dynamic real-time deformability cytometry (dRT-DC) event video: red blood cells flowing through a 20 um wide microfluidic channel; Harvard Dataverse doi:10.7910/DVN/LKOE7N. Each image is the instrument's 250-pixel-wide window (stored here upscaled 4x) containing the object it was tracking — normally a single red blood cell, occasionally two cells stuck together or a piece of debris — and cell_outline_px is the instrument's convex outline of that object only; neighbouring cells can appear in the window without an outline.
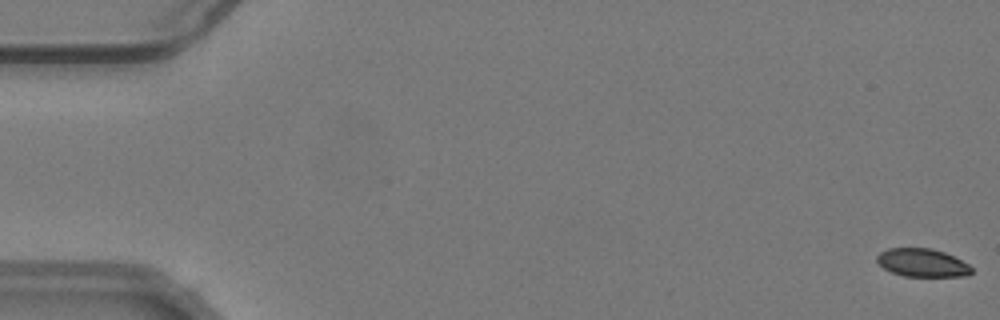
{"species": "common noctule bat (a hibernating species)", "species_latin": "Nyctalus noctula", "temperature_condition": "warm", "stored_images_in_passage": 16, "camera_frame_rate_fps": 3000, "um_per_image_px": 0.085, "animal": {"sex": "male", "body_mass_g": 19.2, "forearm_length_mm": 51.8}, "frame": {"image": 1, "passage_image": 1, "time_ms": 0.0, "image_size_px": [1000, 320], "cell_outline_px": [[972, 272], [968, 276], [904, 276], [892, 272], [884, 268], [876, 260], [876, 256], [880, 252], [888, 248], [932, 248], [944, 252], [968, 264], [972, 268]], "centroid_in_image_um": [78.39, 22.33], "position_along_channel_um": 6.6, "area_um2": 15.43}}